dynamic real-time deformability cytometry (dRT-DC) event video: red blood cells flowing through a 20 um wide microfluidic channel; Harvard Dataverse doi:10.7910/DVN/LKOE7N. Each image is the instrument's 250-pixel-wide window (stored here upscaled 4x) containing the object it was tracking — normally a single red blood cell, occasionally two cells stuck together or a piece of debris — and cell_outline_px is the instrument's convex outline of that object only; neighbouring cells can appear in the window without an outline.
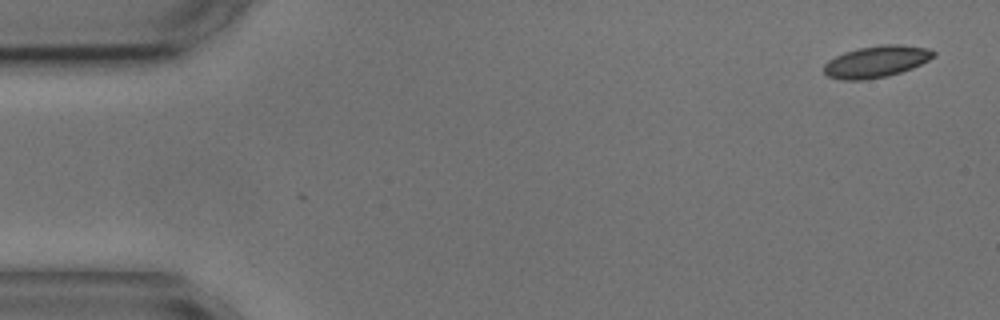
{"species": "common noctule bat (a hibernating species)", "species_latin": "Nyctalus noctula", "temperature_condition": "cold", "stored_images_in_passage": 4, "camera_frame_rate_fps": 3000, "um_per_image_px": 0.085, "animal": {"sex": "male", "body_mass_g": 17.9, "forearm_length_mm": 54.2}, "frame": {"image": 1, "passage_image": 1, "time_ms": 0.0, "image_size_px": [1000, 320], "cell_outline_px": [[936, 56], [912, 68], [888, 76], [864, 80], [840, 80], [828, 76], [824, 72], [824, 64], [828, 60], [844, 52], [860, 48], [880, 44], [900, 44], [928, 48], [936, 52]], "centroid_in_image_um": [74.49, 5.23], "position_along_channel_um": 10.5, "area_um2": 20.29}}
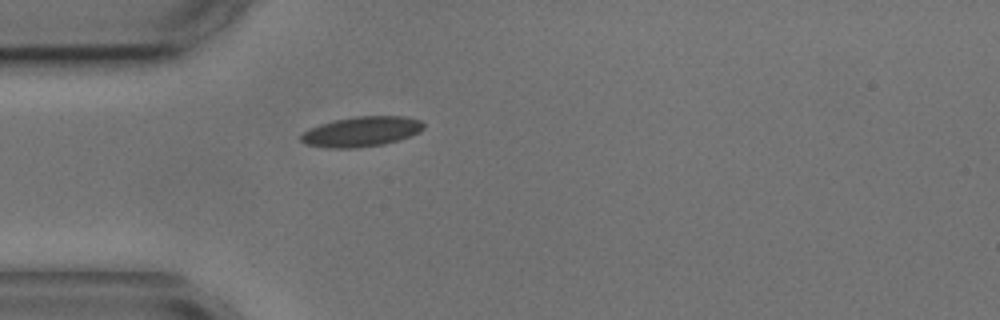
{"frame": {"image": 2, "passage_image": 4, "time_ms": 4.333, "image_size_px": [1000, 320], "cell_outline_px": [[424, 128], [420, 132], [412, 136], [400, 140], [384, 144], [356, 148], [328, 148], [304, 144], [300, 140], [300, 136], [308, 128], [320, 124], [336, 120], [356, 116], [404, 116], [420, 120], [424, 124]], "centroid_in_image_um": [30.73, 11.19], "position_along_channel_um": 54.3, "area_um2": 21.68}}